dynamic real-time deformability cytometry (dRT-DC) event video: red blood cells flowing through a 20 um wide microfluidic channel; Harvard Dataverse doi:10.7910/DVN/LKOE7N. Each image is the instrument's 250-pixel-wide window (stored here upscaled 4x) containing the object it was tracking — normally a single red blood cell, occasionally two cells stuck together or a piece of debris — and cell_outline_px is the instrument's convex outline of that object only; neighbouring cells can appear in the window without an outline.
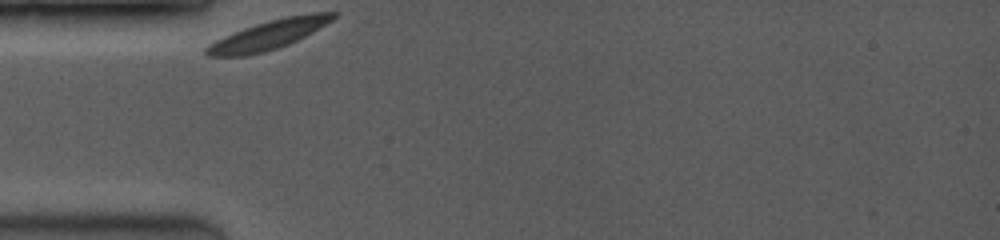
{"species": "common noctule bat (a hibernating species)", "species_latin": "Nyctalus noctula", "temperature_condition": "room temperature", "stored_images_in_passage": 35, "camera_frame_rate_fps": 3500, "um_per_image_px": 0.085, "animal": {"sex": "female", "body_mass_g": 19.0, "forearm_length_mm": 53.3}, "frame": {"image": 1, "passage_image": 1, "time_ms": 0.0, "image_size_px": [1000, 240], "cell_outline_px": [[336, 16], [332, 20], [312, 32], [288, 44], [264, 52], [244, 56], [208, 56], [204, 52], [204, 48], [208, 44], [224, 36], [244, 28], [268, 20], [284, 16], [312, 12], [336, 12]], "centroid_in_image_um": [22.81, 2.95], "position_along_channel_um": 62.2, "area_um2": 21.39}}
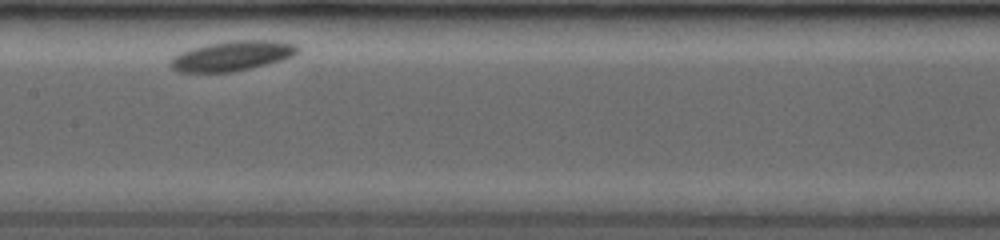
{"frame": {"image": 2, "passage_image": 14, "time_ms": 3.714, "image_size_px": [1000, 240], "cell_outline_px": [[300, 52], [292, 56], [280, 60], [252, 68], [232, 72], [180, 72], [172, 68], [168, 64], [180, 52], [192, 48], [212, 44], [236, 40], [272, 40], [296, 44], [300, 48]], "centroid_in_image_um": [19.78, 4.75], "position_along_channel_um": 187.6, "area_um2": 21.91}}
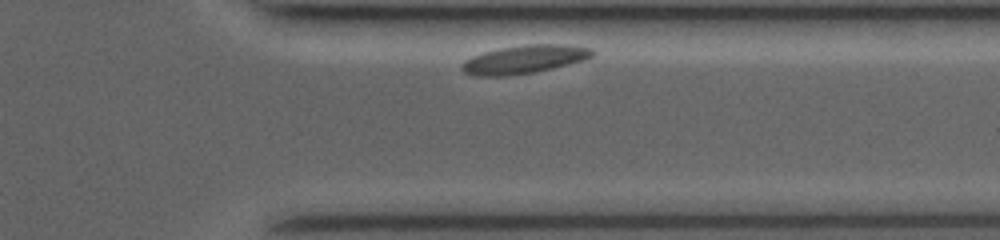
{"frame": {"image": 3, "passage_image": 32, "time_ms": 8.857, "image_size_px": [1000, 240], "cell_outline_px": [[596, 52], [592, 56], [584, 60], [552, 68], [532, 72], [508, 76], [476, 76], [464, 72], [460, 68], [460, 64], [464, 60], [472, 56], [484, 52], [500, 48], [524, 44], [572, 44], [592, 48]], "centroid_in_image_um": [44.57, 5.03], "position_along_channel_um": 366.8, "area_um2": 21.73}, "authors_computed_cell_mechanics": {"area_um2": 21.386, "velocity_mm_per_s": 3.4453, "shape_relaxation_time_tau1_ms": 1.7272, "shape_relaxation_time_tau2_ms": null, "deformation_change_tau1": 0.0684, "deformation_change_tau2": null}}